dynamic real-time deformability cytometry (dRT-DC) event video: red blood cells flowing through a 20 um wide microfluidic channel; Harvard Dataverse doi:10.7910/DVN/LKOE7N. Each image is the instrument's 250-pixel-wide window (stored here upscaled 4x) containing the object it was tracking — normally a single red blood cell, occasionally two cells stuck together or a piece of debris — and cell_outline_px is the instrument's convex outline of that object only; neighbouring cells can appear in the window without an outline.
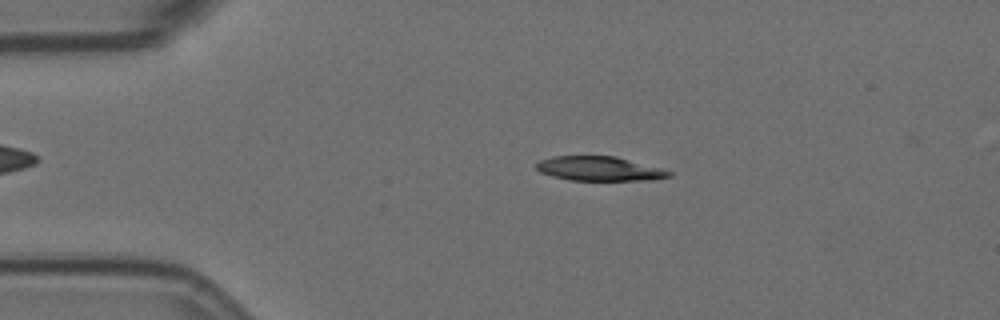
{"species": "Egyptian fruit bat (a non-hibernating species)", "species_latin": "Rousettus aegyptiacus", "temperature_condition": "room temperature", "stored_images_in_passage": 56, "camera_frame_rate_fps": 3000, "um_per_image_px": 0.085, "animal": {"sex": "female"}, "frame": {"image": 1, "passage_image": 11, "time_ms": 3.333, "image_size_px": [1000, 320], "cell_outline_px": [[672, 176], [652, 180], [572, 180], [552, 176], [540, 172], [536, 168], [536, 164], [540, 160], [552, 156], [616, 156], [660, 168], [672, 172]], "centroid_in_image_um": [50.94, 14.33], "position_along_channel_um": 34.1, "area_um2": 18.73}}
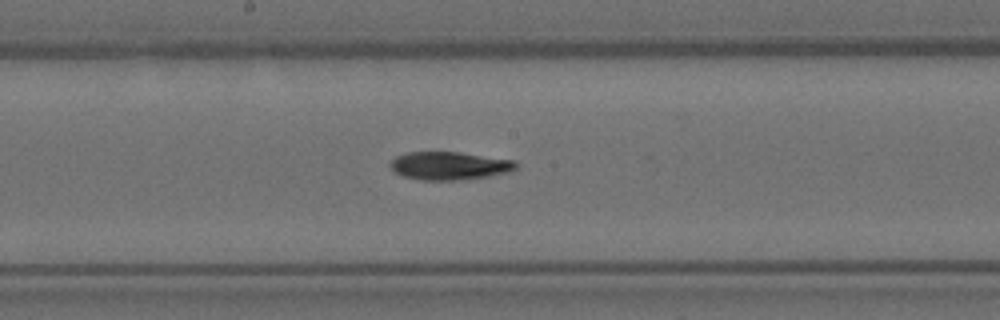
{"frame": {"image": 2, "passage_image": 29, "time_ms": 9.333, "image_size_px": [1000, 320], "cell_outline_px": [[520, 164], [512, 172], [492, 176], [460, 180], [420, 180], [404, 176], [396, 172], [392, 168], [392, 160], [396, 156], [408, 152], [460, 152], [516, 160]], "centroid_in_image_um": [38.31, 14.09], "position_along_channel_um": 209.9, "area_um2": 20.75}}
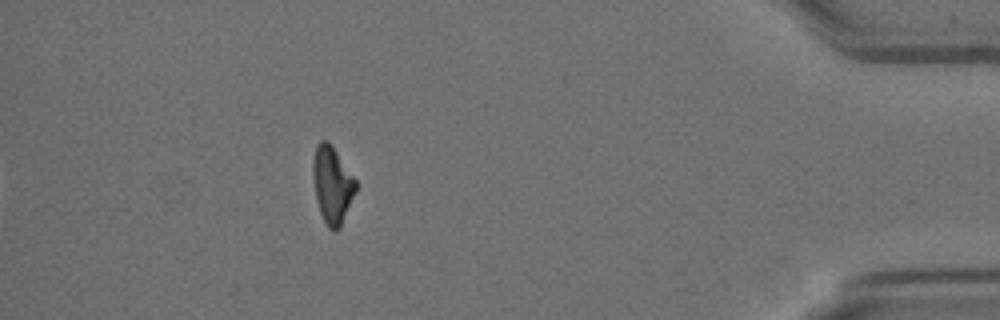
{"frame": {"image": 3, "passage_image": 50, "time_ms": 16.333, "image_size_px": [1000, 320], "cell_outline_px": [[356, 192], [340, 228], [336, 232], [328, 228], [320, 212], [316, 200], [312, 176], [312, 164], [316, 144], [320, 140], [324, 140], [336, 152], [356, 180]], "centroid_in_image_um": [28.22, 15.75], "position_along_channel_um": 407.0, "area_um2": 19.07}, "authors_computed_cell_mechanics": {"area_um2": 20.0855, "velocity_mm_per_s": 3.5788, "shape_relaxation_time_tau1_ms": 5.5359, "shape_relaxation_time_tau2_ms": null, "deformation_change_tau1": 0.1771, "deformation_change_tau2": null}}